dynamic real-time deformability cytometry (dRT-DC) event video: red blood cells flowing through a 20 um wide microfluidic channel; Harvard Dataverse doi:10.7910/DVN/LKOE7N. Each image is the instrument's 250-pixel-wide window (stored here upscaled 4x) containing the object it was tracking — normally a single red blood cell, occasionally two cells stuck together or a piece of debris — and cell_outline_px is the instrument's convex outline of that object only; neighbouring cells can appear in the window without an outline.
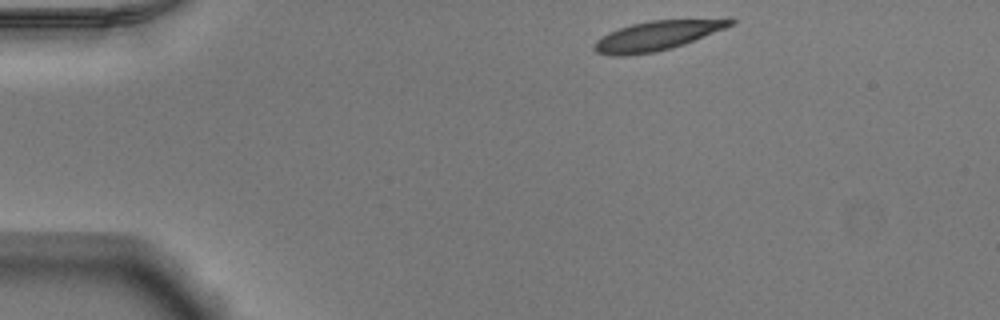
{"species": "Egyptian fruit bat (a non-hibernating species)", "species_latin": "Rousettus aegyptiacus", "temperature_condition": "warm", "stored_images_in_passage": 44, "camera_frame_rate_fps": 3000, "um_per_image_px": 0.085, "animal": {"sex": "male"}, "frame": {"image": 1, "passage_image": 1, "time_ms": 0.0, "image_size_px": [1000, 320], "cell_outline_px": [[736, 20], [732, 24], [724, 28], [684, 44], [672, 48], [656, 52], [628, 56], [608, 56], [596, 52], [592, 48], [592, 44], [600, 36], [608, 32], [632, 24], [652, 20], [728, 16], [732, 16]], "centroid_in_image_um": [55.89, 3.0], "position_along_channel_um": 29.1, "area_um2": 24.28}}
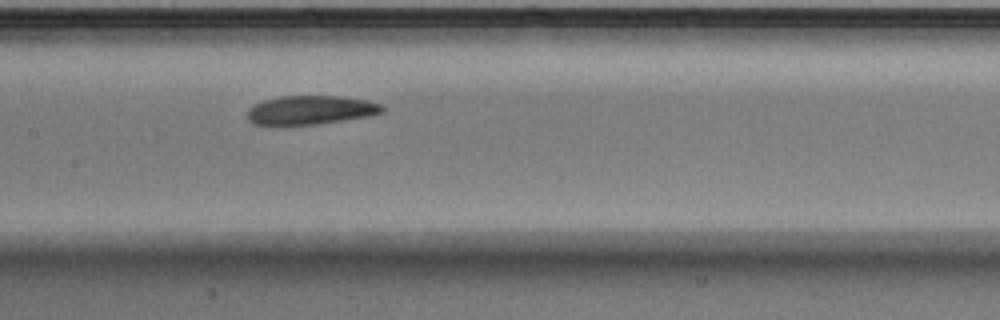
{"frame": {"image": 2, "passage_image": 18, "time_ms": 5.667, "image_size_px": [1000, 320], "cell_outline_px": [[384, 112], [372, 116], [316, 124], [252, 124], [248, 120], [248, 108], [264, 100], [280, 96], [340, 96], [368, 100], [380, 104], [384, 108]], "centroid_in_image_um": [26.45, 9.34], "position_along_channel_um": 181.0, "area_um2": 22.6}}
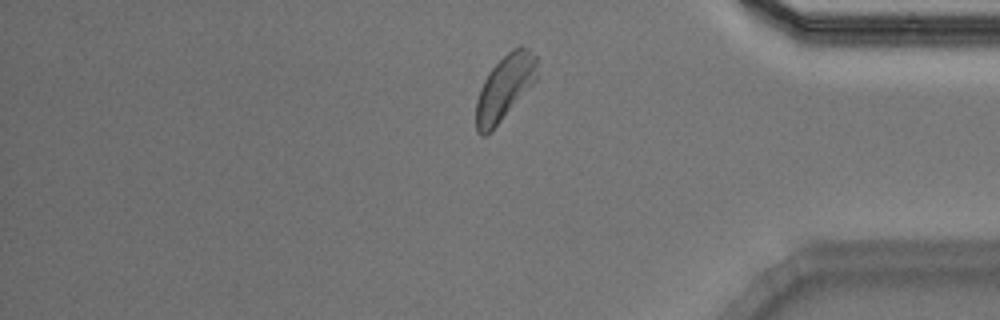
{"frame": {"image": 3, "passage_image": 36, "time_ms": 11.667, "image_size_px": [1000, 320], "cell_outline_px": [[536, 80], [500, 120], [484, 136], [480, 136], [476, 132], [476, 100], [480, 88], [488, 72], [512, 48], [520, 44], [528, 48], [536, 56]], "centroid_in_image_um": [42.88, 7.4], "position_along_channel_um": 392.3, "area_um2": 22.54}, "authors_computed_cell_mechanics": {"area_um2": 23.2934, "velocity_mm_per_s": 3.8531, "shape_relaxation_time_tau1_ms": 3.5001, "shape_relaxation_time_tau2_ms": 3.5842, "deformation_change_tau1": 0.1343, "deformation_change_tau2": 0.0988}}